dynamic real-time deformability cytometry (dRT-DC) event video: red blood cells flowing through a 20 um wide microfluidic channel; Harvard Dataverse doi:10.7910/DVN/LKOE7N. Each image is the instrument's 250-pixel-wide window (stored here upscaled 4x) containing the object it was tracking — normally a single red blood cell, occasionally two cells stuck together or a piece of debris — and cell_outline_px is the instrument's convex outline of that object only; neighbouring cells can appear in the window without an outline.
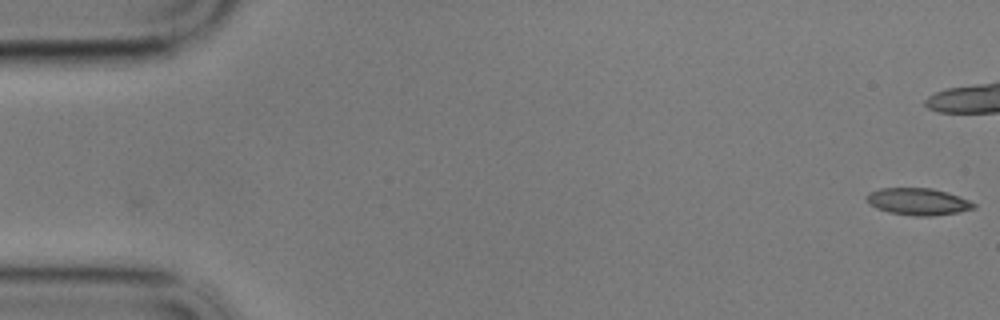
{"species": "common noctule bat (a hibernating species)", "species_latin": "Nyctalus noctula", "temperature_condition": "cold", "stored_images_in_passage": 46, "camera_frame_rate_fps": 3000, "um_per_image_px": 0.085, "animal": {"sex": "male", "body_mass_g": 17.9}, "frame": {"image": 1, "passage_image": 1, "time_ms": 0.0, "image_size_px": [1000, 320], "cell_outline_px": [[976, 208], [960, 212], [932, 216], [916, 216], [888, 212], [876, 208], [868, 204], [868, 192], [880, 188], [932, 188], [948, 192], [968, 200], [976, 204]], "centroid_in_image_um": [78.05, 17.14], "position_along_channel_um": 7.0, "area_um2": 16.88}}
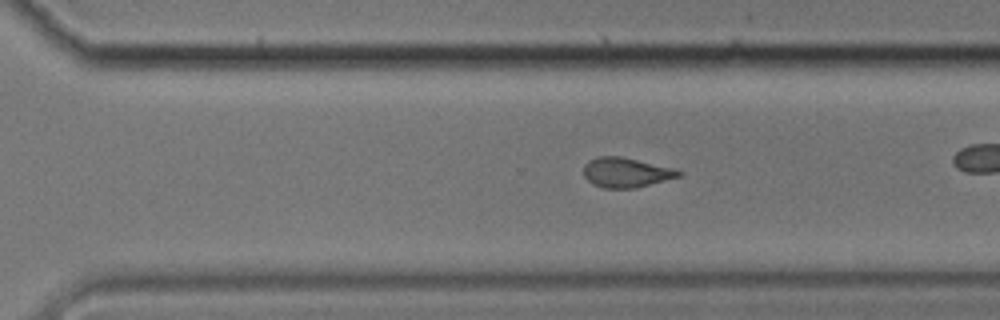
{"frame": {"image": 2, "passage_image": 40, "time_ms": 13.0, "image_size_px": [1000, 320], "cell_outline_px": [[684, 172], [680, 176], [636, 188], [600, 188], [592, 184], [584, 176], [584, 164], [588, 160], [596, 156], [620, 156], [672, 168]], "centroid_in_image_um": [53.17, 14.66], "position_along_channel_um": 317.4, "area_um2": 16.47}}